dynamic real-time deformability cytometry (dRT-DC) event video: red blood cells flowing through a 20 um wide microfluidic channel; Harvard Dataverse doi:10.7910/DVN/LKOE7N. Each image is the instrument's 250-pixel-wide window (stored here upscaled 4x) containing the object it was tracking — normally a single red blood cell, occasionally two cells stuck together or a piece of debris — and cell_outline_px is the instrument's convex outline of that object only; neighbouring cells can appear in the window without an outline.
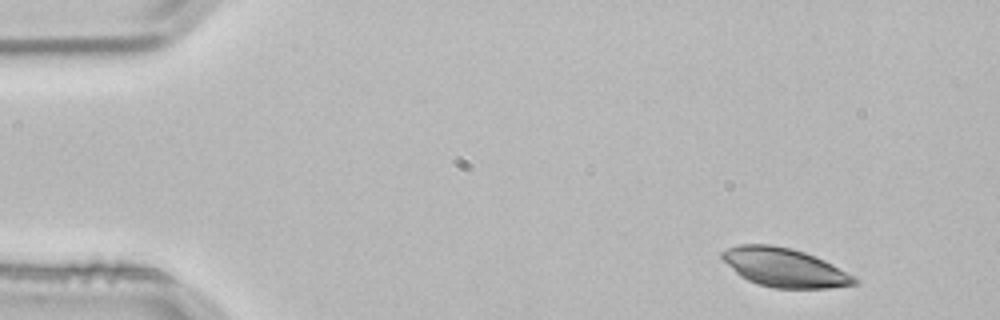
{"species": "common noctule bat (a hibernating species)", "species_latin": "Nyctalus noctula", "temperature_condition": "room temperature", "stored_images_in_passage": 3, "camera_frame_rate_fps": 3000, "um_per_image_px": 0.085, "animal": {"sex": "male", "body_mass_g": 21.5, "forearm_length_mm": 52.0}, "frame": {"image": 1, "passage_image": 1, "time_ms": 0.0, "image_size_px": [1000, 320], "cell_outline_px": [[860, 280], [856, 284], [828, 288], [772, 288], [756, 284], [740, 276], [720, 256], [720, 252], [728, 248], [740, 244], [772, 244], [792, 248], [804, 252], [824, 260], [832, 264]], "centroid_in_image_um": [66.66, 22.74], "position_along_channel_um": 18.3, "area_um2": 29.82}}
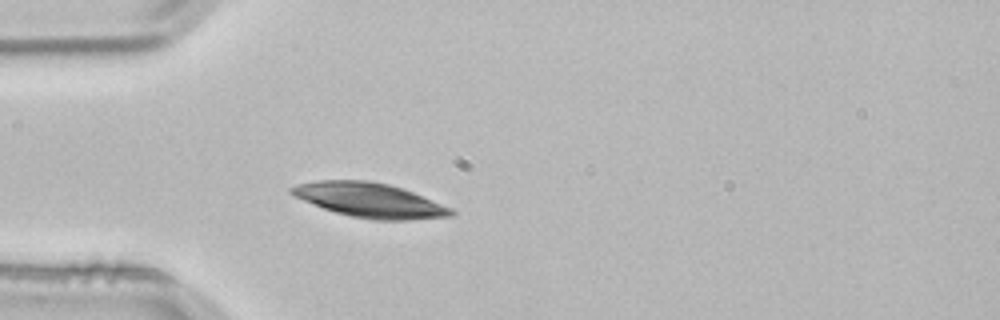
{"frame": {"image": 2, "passage_image": 3, "time_ms": 0.667, "image_size_px": [1000, 320], "cell_outline_px": [[456, 212], [452, 216], [408, 220], [372, 220], [352, 216], [336, 212], [324, 208], [304, 200], [288, 192], [288, 188], [296, 184], [316, 180], [368, 180], [388, 184], [412, 192], [452, 208]], "centroid_in_image_um": [31.42, 17.01], "position_along_channel_um": 53.6, "area_um2": 31.85}}